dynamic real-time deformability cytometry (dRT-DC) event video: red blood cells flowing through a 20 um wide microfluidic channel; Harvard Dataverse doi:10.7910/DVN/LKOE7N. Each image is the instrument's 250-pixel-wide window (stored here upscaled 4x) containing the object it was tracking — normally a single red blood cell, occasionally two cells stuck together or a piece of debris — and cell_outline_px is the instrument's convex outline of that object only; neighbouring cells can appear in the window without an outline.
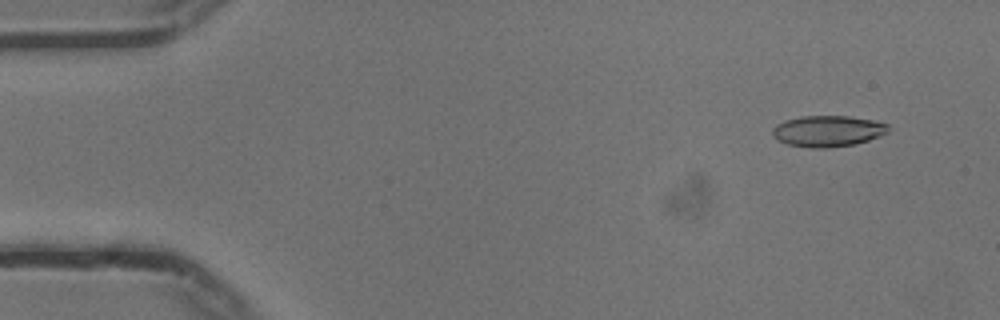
{"species": "common noctule bat (a hibernating species)", "species_latin": "Nyctalus noctula", "temperature_condition": "cold", "stored_images_in_passage": 54, "camera_frame_rate_fps": 3000, "um_per_image_px": 0.085, "animal": {"sex": "male", "body_mass_g": 13.3}, "frame": {"image": 1, "passage_image": 4, "time_ms": 1.0, "image_size_px": [1000, 320], "cell_outline_px": [[888, 132], [868, 140], [852, 144], [828, 148], [812, 148], [788, 144], [772, 136], [772, 128], [776, 124], [784, 120], [804, 116], [848, 116], [872, 120], [888, 124]], "centroid_in_image_um": [70.33, 11.13], "position_along_channel_um": 14.7, "area_um2": 20.81}}
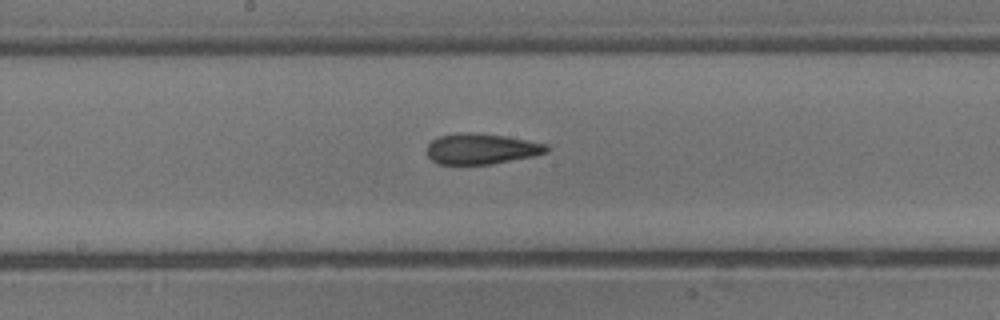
{"frame": {"image": 2, "passage_image": 28, "time_ms": 9.0, "image_size_px": [1000, 320], "cell_outline_px": [[548, 152], [532, 156], [492, 164], [436, 164], [428, 156], [428, 144], [432, 140], [440, 136], [464, 132], [476, 132], [504, 136], [528, 140], [548, 144]], "centroid_in_image_um": [40.92, 12.65], "position_along_channel_um": 207.3, "area_um2": 21.33}}
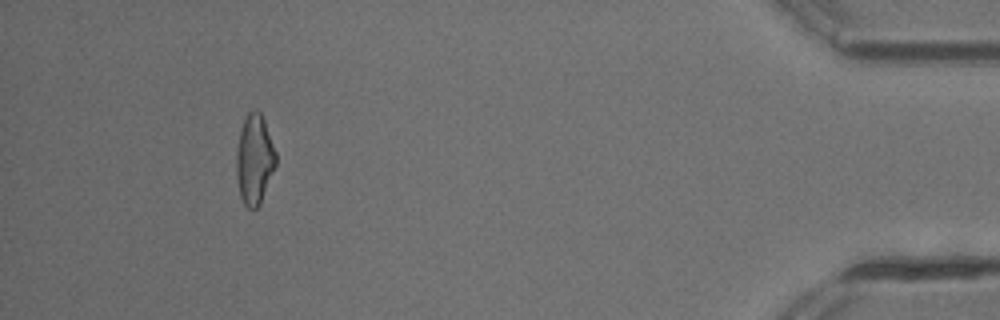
{"frame": {"image": 3, "passage_image": 50, "time_ms": 16.333, "image_size_px": [1000, 320], "cell_outline_px": [[276, 164], [260, 204], [256, 208], [248, 208], [244, 204], [240, 196], [236, 176], [236, 152], [240, 132], [244, 120], [248, 112], [252, 108], [256, 108], [260, 112], [264, 120], [276, 152]], "centroid_in_image_um": [21.62, 13.53], "position_along_channel_um": 413.6, "area_um2": 20.63}, "authors_computed_cell_mechanics": {"area_um2": 21.2126, "velocity_mm_per_s": 3.748, "shape_relaxation_time_tau1_ms": 8.9234, "shape_relaxation_time_tau2_ms": 3.0915, "deformation_change_tau1": 0.1981, "deformation_change_tau2": 0.1085}}